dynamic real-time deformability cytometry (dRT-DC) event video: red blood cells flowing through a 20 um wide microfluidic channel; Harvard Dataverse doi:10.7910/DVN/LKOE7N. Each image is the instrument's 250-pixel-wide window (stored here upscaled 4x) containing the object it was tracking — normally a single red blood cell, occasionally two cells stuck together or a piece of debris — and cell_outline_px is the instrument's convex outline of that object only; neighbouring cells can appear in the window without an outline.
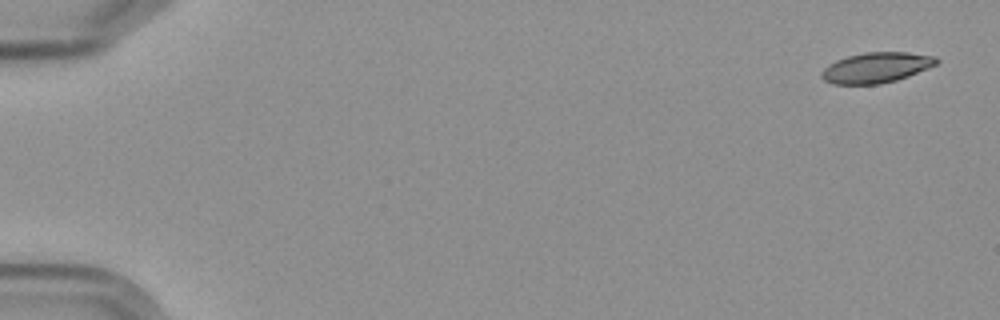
{"species": "Egyptian fruit bat (a non-hibernating species)", "species_latin": "Rousettus aegyptiacus", "temperature_condition": "cold", "stored_images_in_passage": 7, "camera_frame_rate_fps": 3000, "um_per_image_px": 0.085, "frame": {"image": 1, "passage_image": 1, "time_ms": 0.0, "image_size_px": [1000, 320], "cell_outline_px": [[940, 60], [936, 64], [928, 68], [908, 76], [896, 80], [880, 84], [832, 84], [824, 80], [820, 76], [820, 72], [828, 64], [836, 60], [848, 56], [864, 52], [908, 52], [936, 56]], "centroid_in_image_um": [74.47, 5.74], "position_along_channel_um": 10.5, "area_um2": 20.46}}
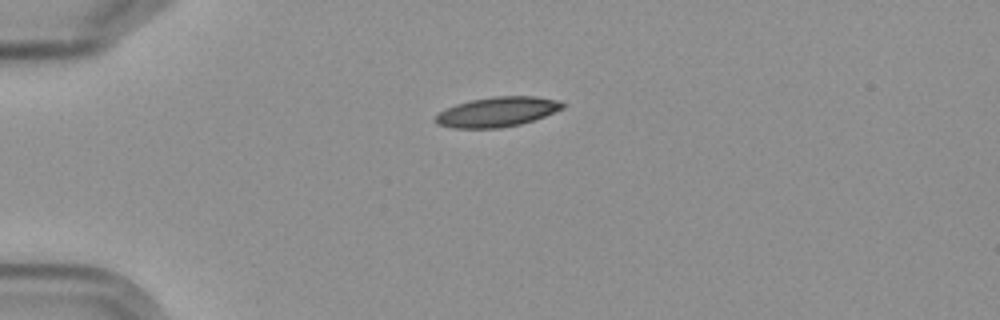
{"frame": {"image": 2, "passage_image": 5, "time_ms": 4.333, "image_size_px": [1000, 320], "cell_outline_px": [[564, 108], [544, 116], [520, 124], [500, 128], [452, 128], [436, 124], [432, 120], [440, 112], [456, 104], [468, 100], [492, 96], [536, 96], [560, 100], [564, 104]], "centroid_in_image_um": [42.25, 9.5], "position_along_channel_um": 42.8, "area_um2": 22.2}}
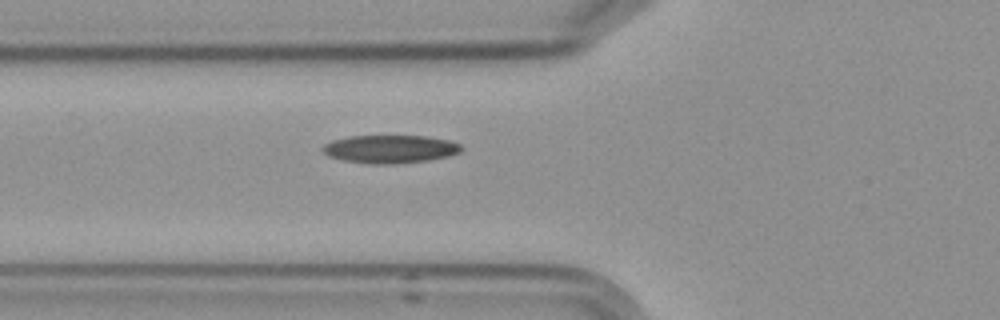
{"frame": {"image": 3, "passage_image": 7, "time_ms": 6.667, "image_size_px": [1000, 320], "cell_outline_px": [[464, 148], [460, 152], [448, 156], [428, 160], [392, 164], [372, 164], [344, 160], [328, 156], [320, 148], [324, 144], [332, 140], [348, 136], [428, 136], [448, 140], [460, 144]], "centroid_in_image_um": [33.15, 12.66], "position_along_channel_um": 92.6, "area_um2": 22.72}}